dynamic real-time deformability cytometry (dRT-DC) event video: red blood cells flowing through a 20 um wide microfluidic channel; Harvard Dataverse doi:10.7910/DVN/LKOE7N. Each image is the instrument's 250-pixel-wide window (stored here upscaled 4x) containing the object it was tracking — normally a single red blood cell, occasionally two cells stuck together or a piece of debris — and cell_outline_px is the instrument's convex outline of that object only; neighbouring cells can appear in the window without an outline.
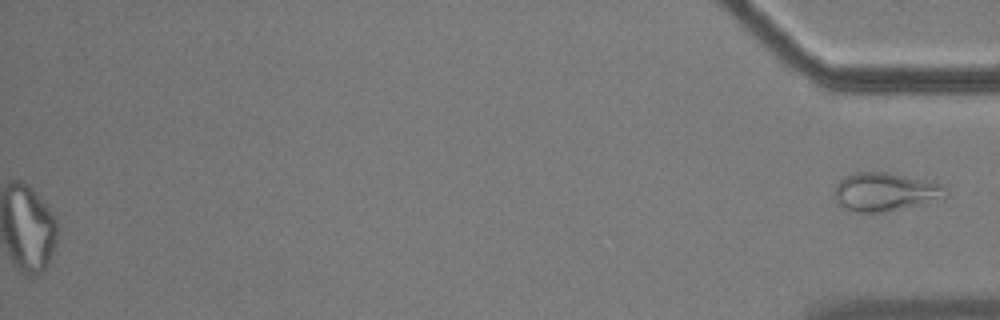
{"species": "common noctule bat (a hibernating species)", "species_latin": "Nyctalus noctula", "temperature_condition": "cold", "stored_images_in_passage": 41, "segment_of_instrument_passage": [2, 2], "camera_frame_rate_fps": 3000, "um_per_image_px": 0.085, "animal": {"sex": "male", "body_mass_g": 17.9}, "frame": {"image": 1, "passage_image": 41, "time_ms": 13.333, "image_size_px": [1000, 320], "cell_outline_px": [[948, 196], [944, 200], [884, 212], [848, 212], [836, 204], [832, 196], [836, 184], [844, 176], [856, 172], [884, 172], [904, 176], [940, 184], [948, 188]], "centroid_in_image_um": [75.21, 16.34], "position_along_channel_um": 360.0, "area_um2": 25.49}}